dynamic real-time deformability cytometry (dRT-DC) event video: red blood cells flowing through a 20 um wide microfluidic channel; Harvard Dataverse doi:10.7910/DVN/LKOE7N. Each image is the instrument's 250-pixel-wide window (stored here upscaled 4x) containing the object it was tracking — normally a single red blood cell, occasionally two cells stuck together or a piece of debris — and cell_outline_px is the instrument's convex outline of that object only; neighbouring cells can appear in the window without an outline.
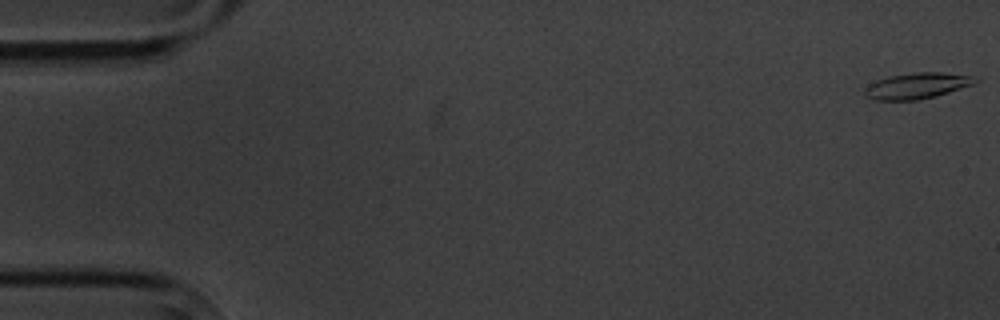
{"species": "common noctule bat (a hibernating species)", "species_latin": "Nyctalus noctula", "temperature_condition": "cold", "stored_images_in_passage": 6, "camera_frame_rate_fps": 3000, "um_per_image_px": 0.085, "animal": {"sex": "male", "body_mass_g": 20.1, "forearm_length_mm": 53.5}, "frame": {"image": 1, "passage_image": 1, "time_ms": 0.0, "image_size_px": [1000, 320], "cell_outline_px": [[980, 80], [972, 84], [936, 96], [916, 100], [876, 100], [868, 96], [864, 92], [864, 88], [868, 84], [876, 80], [892, 76], [916, 72], [940, 72], [980, 76]], "centroid_in_image_um": [77.99, 7.28], "position_along_channel_um": 7.0, "area_um2": 16.65}}
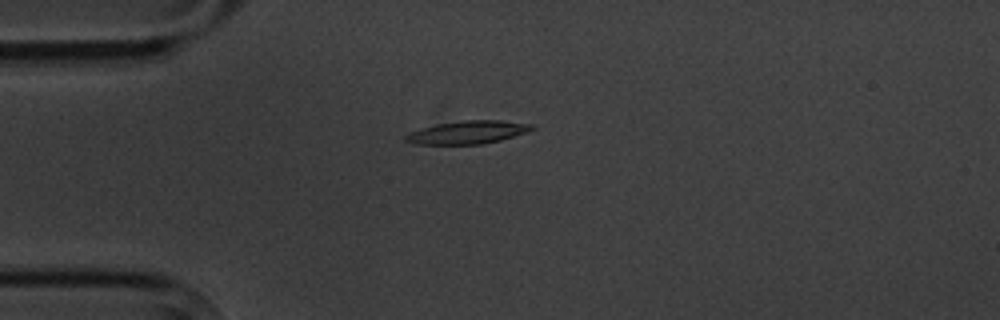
{"frame": {"image": 2, "passage_image": 5, "time_ms": 4.667, "image_size_px": [1000, 320], "cell_outline_px": [[536, 128], [500, 140], [480, 144], [416, 144], [404, 140], [404, 136], [412, 132], [436, 124], [464, 120], [500, 120], [536, 124]], "centroid_in_image_um": [39.79, 11.23], "position_along_channel_um": 45.2, "area_um2": 16.7}}